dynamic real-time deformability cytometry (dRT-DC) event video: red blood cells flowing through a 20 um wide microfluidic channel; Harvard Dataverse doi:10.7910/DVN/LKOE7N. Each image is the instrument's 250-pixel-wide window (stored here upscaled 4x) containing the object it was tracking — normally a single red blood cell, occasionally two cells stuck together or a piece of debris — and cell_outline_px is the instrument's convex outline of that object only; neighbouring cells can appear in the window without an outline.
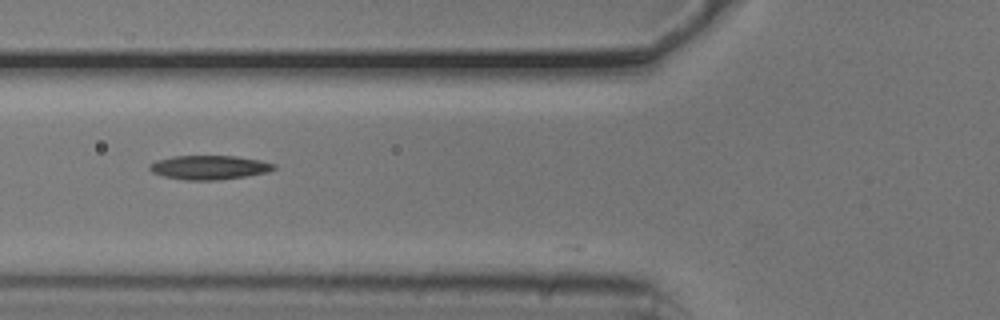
{"species": "common noctule bat (a hibernating species)", "species_latin": "Nyctalus noctula", "temperature_condition": "cold", "stored_images_in_passage": 32, "camera_frame_rate_fps": 3000, "um_per_image_px": 0.085, "animal": {"sex": "male", "body_mass_g": 20.5, "forearm_length_mm": 52.5}, "frame": {"image": 1, "passage_image": 2, "time_ms": 0.333, "image_size_px": [1000, 320], "cell_outline_px": [[276, 168], [268, 172], [220, 180], [184, 180], [164, 176], [152, 172], [148, 168], [148, 164], [156, 160], [172, 156], [236, 156], [260, 160], [276, 164]], "centroid_in_image_um": [17.76, 14.23], "position_along_channel_um": 108.0, "area_um2": 17.51}}
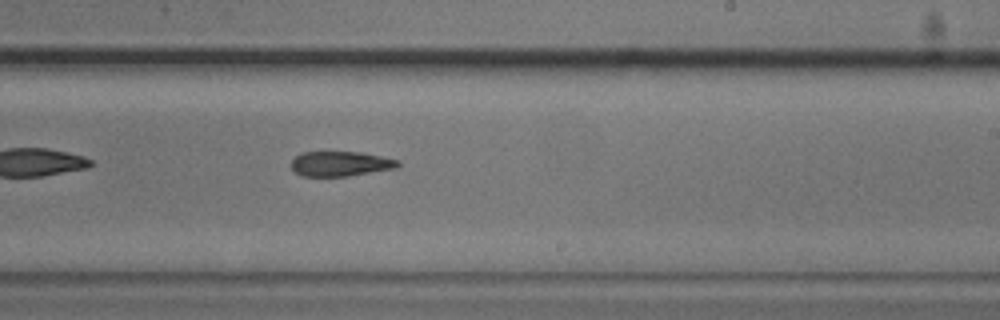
{"frame": {"image": 2, "passage_image": 14, "time_ms": 4.333, "image_size_px": [1000, 320], "cell_outline_px": [[400, 164], [396, 168], [348, 176], [300, 176], [292, 168], [292, 160], [300, 152], [360, 152], [400, 160]], "centroid_in_image_um": [28.94, 13.92], "position_along_channel_um": 260.1, "area_um2": 15.43}, "authors_computed_cell_mechanics": {"area_um2": 16.4152, "velocity_mm_per_s": 3.7889, "shape_relaxation_time_tau1_ms": 6.154, "shape_relaxation_time_tau2_ms": null, "deformation_change_tau1": 0.1359, "deformation_change_tau2": null}}